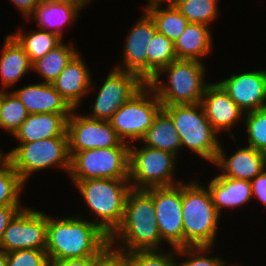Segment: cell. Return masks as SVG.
Returning a JSON list of instances; mask_svg holds the SVG:
<instances>
[{
	"instance_id": "obj_1",
	"label": "cell",
	"mask_w": 266,
	"mask_h": 266,
	"mask_svg": "<svg viewBox=\"0 0 266 266\" xmlns=\"http://www.w3.org/2000/svg\"><path fill=\"white\" fill-rule=\"evenodd\" d=\"M110 237L95 221L79 217L56 219L48 216L46 253L49 260L106 255Z\"/></svg>"
},
{
	"instance_id": "obj_2",
	"label": "cell",
	"mask_w": 266,
	"mask_h": 266,
	"mask_svg": "<svg viewBox=\"0 0 266 266\" xmlns=\"http://www.w3.org/2000/svg\"><path fill=\"white\" fill-rule=\"evenodd\" d=\"M117 237L122 246L114 249ZM161 242L164 241L158 230L152 195L146 189L131 188L122 223L110 236L111 250L121 255L137 250H159Z\"/></svg>"
},
{
	"instance_id": "obj_3",
	"label": "cell",
	"mask_w": 266,
	"mask_h": 266,
	"mask_svg": "<svg viewBox=\"0 0 266 266\" xmlns=\"http://www.w3.org/2000/svg\"><path fill=\"white\" fill-rule=\"evenodd\" d=\"M182 216L184 247L214 246L220 214L208 188L182 183Z\"/></svg>"
},
{
	"instance_id": "obj_4",
	"label": "cell",
	"mask_w": 266,
	"mask_h": 266,
	"mask_svg": "<svg viewBox=\"0 0 266 266\" xmlns=\"http://www.w3.org/2000/svg\"><path fill=\"white\" fill-rule=\"evenodd\" d=\"M168 84L161 83L162 73ZM204 63L196 60L176 59L162 68L147 84L154 90L162 106L201 103L209 83H205Z\"/></svg>"
},
{
	"instance_id": "obj_5",
	"label": "cell",
	"mask_w": 266,
	"mask_h": 266,
	"mask_svg": "<svg viewBox=\"0 0 266 266\" xmlns=\"http://www.w3.org/2000/svg\"><path fill=\"white\" fill-rule=\"evenodd\" d=\"M75 185L85 199L95 221L109 237L121 225L124 217L125 201L131 189L129 179H89Z\"/></svg>"
},
{
	"instance_id": "obj_6",
	"label": "cell",
	"mask_w": 266,
	"mask_h": 266,
	"mask_svg": "<svg viewBox=\"0 0 266 266\" xmlns=\"http://www.w3.org/2000/svg\"><path fill=\"white\" fill-rule=\"evenodd\" d=\"M163 110L171 117L181 146L214 163L221 144L201 103L163 106Z\"/></svg>"
},
{
	"instance_id": "obj_7",
	"label": "cell",
	"mask_w": 266,
	"mask_h": 266,
	"mask_svg": "<svg viewBox=\"0 0 266 266\" xmlns=\"http://www.w3.org/2000/svg\"><path fill=\"white\" fill-rule=\"evenodd\" d=\"M6 158L24 183L34 172L54 165L69 173L70 154L67 131L59 137L20 142L19 146L6 153Z\"/></svg>"
},
{
	"instance_id": "obj_8",
	"label": "cell",
	"mask_w": 266,
	"mask_h": 266,
	"mask_svg": "<svg viewBox=\"0 0 266 266\" xmlns=\"http://www.w3.org/2000/svg\"><path fill=\"white\" fill-rule=\"evenodd\" d=\"M70 154L73 183L89 179H129V146L95 148Z\"/></svg>"
},
{
	"instance_id": "obj_9",
	"label": "cell",
	"mask_w": 266,
	"mask_h": 266,
	"mask_svg": "<svg viewBox=\"0 0 266 266\" xmlns=\"http://www.w3.org/2000/svg\"><path fill=\"white\" fill-rule=\"evenodd\" d=\"M162 109L158 96L146 83L113 114L109 122L123 142L140 141Z\"/></svg>"
},
{
	"instance_id": "obj_10",
	"label": "cell",
	"mask_w": 266,
	"mask_h": 266,
	"mask_svg": "<svg viewBox=\"0 0 266 266\" xmlns=\"http://www.w3.org/2000/svg\"><path fill=\"white\" fill-rule=\"evenodd\" d=\"M176 156L170 152L129 146V181L133 189L174 186L181 181L173 180ZM132 182V183H131Z\"/></svg>"
},
{
	"instance_id": "obj_11",
	"label": "cell",
	"mask_w": 266,
	"mask_h": 266,
	"mask_svg": "<svg viewBox=\"0 0 266 266\" xmlns=\"http://www.w3.org/2000/svg\"><path fill=\"white\" fill-rule=\"evenodd\" d=\"M48 216L43 212L22 208L10 221L1 242V251L9 253L22 249L45 250Z\"/></svg>"
},
{
	"instance_id": "obj_12",
	"label": "cell",
	"mask_w": 266,
	"mask_h": 266,
	"mask_svg": "<svg viewBox=\"0 0 266 266\" xmlns=\"http://www.w3.org/2000/svg\"><path fill=\"white\" fill-rule=\"evenodd\" d=\"M153 197L161 239L172 248L184 247L182 216V182L169 187L146 189Z\"/></svg>"
},
{
	"instance_id": "obj_13",
	"label": "cell",
	"mask_w": 266,
	"mask_h": 266,
	"mask_svg": "<svg viewBox=\"0 0 266 266\" xmlns=\"http://www.w3.org/2000/svg\"><path fill=\"white\" fill-rule=\"evenodd\" d=\"M69 153L95 148L130 146L123 142L107 120L93 119L71 112L67 119Z\"/></svg>"
},
{
	"instance_id": "obj_14",
	"label": "cell",
	"mask_w": 266,
	"mask_h": 266,
	"mask_svg": "<svg viewBox=\"0 0 266 266\" xmlns=\"http://www.w3.org/2000/svg\"><path fill=\"white\" fill-rule=\"evenodd\" d=\"M146 83L135 73L112 69L101 86L90 118L109 121L113 114Z\"/></svg>"
},
{
	"instance_id": "obj_15",
	"label": "cell",
	"mask_w": 266,
	"mask_h": 266,
	"mask_svg": "<svg viewBox=\"0 0 266 266\" xmlns=\"http://www.w3.org/2000/svg\"><path fill=\"white\" fill-rule=\"evenodd\" d=\"M218 84L246 113L266 108V70L233 74Z\"/></svg>"
},
{
	"instance_id": "obj_16",
	"label": "cell",
	"mask_w": 266,
	"mask_h": 266,
	"mask_svg": "<svg viewBox=\"0 0 266 266\" xmlns=\"http://www.w3.org/2000/svg\"><path fill=\"white\" fill-rule=\"evenodd\" d=\"M157 31L154 20L145 12L129 30L123 53V65L115 68L137 74L147 83V45Z\"/></svg>"
},
{
	"instance_id": "obj_17",
	"label": "cell",
	"mask_w": 266,
	"mask_h": 266,
	"mask_svg": "<svg viewBox=\"0 0 266 266\" xmlns=\"http://www.w3.org/2000/svg\"><path fill=\"white\" fill-rule=\"evenodd\" d=\"M201 105L212 128L219 134L223 130L231 133L244 111L230 98L216 82L209 83L201 100Z\"/></svg>"
},
{
	"instance_id": "obj_18",
	"label": "cell",
	"mask_w": 266,
	"mask_h": 266,
	"mask_svg": "<svg viewBox=\"0 0 266 266\" xmlns=\"http://www.w3.org/2000/svg\"><path fill=\"white\" fill-rule=\"evenodd\" d=\"M223 147L213 164L223 169L221 176L252 181L266 168V153L255 150L251 146L238 149L230 157H225Z\"/></svg>"
},
{
	"instance_id": "obj_19",
	"label": "cell",
	"mask_w": 266,
	"mask_h": 266,
	"mask_svg": "<svg viewBox=\"0 0 266 266\" xmlns=\"http://www.w3.org/2000/svg\"><path fill=\"white\" fill-rule=\"evenodd\" d=\"M14 93L29 114H71L73 109L51 83H35L15 90Z\"/></svg>"
},
{
	"instance_id": "obj_20",
	"label": "cell",
	"mask_w": 266,
	"mask_h": 266,
	"mask_svg": "<svg viewBox=\"0 0 266 266\" xmlns=\"http://www.w3.org/2000/svg\"><path fill=\"white\" fill-rule=\"evenodd\" d=\"M77 53L51 83L68 104L76 109L92 87L89 69Z\"/></svg>"
},
{
	"instance_id": "obj_21",
	"label": "cell",
	"mask_w": 266,
	"mask_h": 266,
	"mask_svg": "<svg viewBox=\"0 0 266 266\" xmlns=\"http://www.w3.org/2000/svg\"><path fill=\"white\" fill-rule=\"evenodd\" d=\"M70 115L54 113L29 114L13 136L19 142H34L62 136L67 131V119Z\"/></svg>"
},
{
	"instance_id": "obj_22",
	"label": "cell",
	"mask_w": 266,
	"mask_h": 266,
	"mask_svg": "<svg viewBox=\"0 0 266 266\" xmlns=\"http://www.w3.org/2000/svg\"><path fill=\"white\" fill-rule=\"evenodd\" d=\"M208 190L219 214L221 209L239 207L253 197L251 181L227 178L219 174L208 183Z\"/></svg>"
},
{
	"instance_id": "obj_23",
	"label": "cell",
	"mask_w": 266,
	"mask_h": 266,
	"mask_svg": "<svg viewBox=\"0 0 266 266\" xmlns=\"http://www.w3.org/2000/svg\"><path fill=\"white\" fill-rule=\"evenodd\" d=\"M0 57V77L3 89L10 88L24 76L32 63L23 47L11 35L5 37V43Z\"/></svg>"
},
{
	"instance_id": "obj_24",
	"label": "cell",
	"mask_w": 266,
	"mask_h": 266,
	"mask_svg": "<svg viewBox=\"0 0 266 266\" xmlns=\"http://www.w3.org/2000/svg\"><path fill=\"white\" fill-rule=\"evenodd\" d=\"M79 11V8L69 3L41 0L31 18L37 22L39 29L51 31L63 38V25L75 21Z\"/></svg>"
},
{
	"instance_id": "obj_25",
	"label": "cell",
	"mask_w": 266,
	"mask_h": 266,
	"mask_svg": "<svg viewBox=\"0 0 266 266\" xmlns=\"http://www.w3.org/2000/svg\"><path fill=\"white\" fill-rule=\"evenodd\" d=\"M212 41L209 26L189 22L183 34L174 42L177 59L202 62L201 58L212 49Z\"/></svg>"
},
{
	"instance_id": "obj_26",
	"label": "cell",
	"mask_w": 266,
	"mask_h": 266,
	"mask_svg": "<svg viewBox=\"0 0 266 266\" xmlns=\"http://www.w3.org/2000/svg\"><path fill=\"white\" fill-rule=\"evenodd\" d=\"M141 140L145 143L144 146L170 152L176 157L178 150L182 148L174 123L163 109Z\"/></svg>"
},
{
	"instance_id": "obj_27",
	"label": "cell",
	"mask_w": 266,
	"mask_h": 266,
	"mask_svg": "<svg viewBox=\"0 0 266 266\" xmlns=\"http://www.w3.org/2000/svg\"><path fill=\"white\" fill-rule=\"evenodd\" d=\"M77 53L71 44L66 45L62 41L42 58L34 61L32 69L40 74L45 83H52Z\"/></svg>"
},
{
	"instance_id": "obj_28",
	"label": "cell",
	"mask_w": 266,
	"mask_h": 266,
	"mask_svg": "<svg viewBox=\"0 0 266 266\" xmlns=\"http://www.w3.org/2000/svg\"><path fill=\"white\" fill-rule=\"evenodd\" d=\"M177 59L174 43L156 31L147 45V83L164 67Z\"/></svg>"
},
{
	"instance_id": "obj_29",
	"label": "cell",
	"mask_w": 266,
	"mask_h": 266,
	"mask_svg": "<svg viewBox=\"0 0 266 266\" xmlns=\"http://www.w3.org/2000/svg\"><path fill=\"white\" fill-rule=\"evenodd\" d=\"M11 35L23 47L31 63L42 58L63 40L56 33L42 29L32 31L26 35H24L23 31Z\"/></svg>"
},
{
	"instance_id": "obj_30",
	"label": "cell",
	"mask_w": 266,
	"mask_h": 266,
	"mask_svg": "<svg viewBox=\"0 0 266 266\" xmlns=\"http://www.w3.org/2000/svg\"><path fill=\"white\" fill-rule=\"evenodd\" d=\"M146 12L154 20L157 31L165 35L173 43L183 34L189 21L174 5L149 8Z\"/></svg>"
},
{
	"instance_id": "obj_31",
	"label": "cell",
	"mask_w": 266,
	"mask_h": 266,
	"mask_svg": "<svg viewBox=\"0 0 266 266\" xmlns=\"http://www.w3.org/2000/svg\"><path fill=\"white\" fill-rule=\"evenodd\" d=\"M29 115L27 109L14 92L2 90L0 104V128L14 135Z\"/></svg>"
},
{
	"instance_id": "obj_32",
	"label": "cell",
	"mask_w": 266,
	"mask_h": 266,
	"mask_svg": "<svg viewBox=\"0 0 266 266\" xmlns=\"http://www.w3.org/2000/svg\"><path fill=\"white\" fill-rule=\"evenodd\" d=\"M25 183L6 158L0 164V207L20 205V194Z\"/></svg>"
},
{
	"instance_id": "obj_33",
	"label": "cell",
	"mask_w": 266,
	"mask_h": 266,
	"mask_svg": "<svg viewBox=\"0 0 266 266\" xmlns=\"http://www.w3.org/2000/svg\"><path fill=\"white\" fill-rule=\"evenodd\" d=\"M217 0H176L175 7L190 23L208 26L218 15Z\"/></svg>"
},
{
	"instance_id": "obj_34",
	"label": "cell",
	"mask_w": 266,
	"mask_h": 266,
	"mask_svg": "<svg viewBox=\"0 0 266 266\" xmlns=\"http://www.w3.org/2000/svg\"><path fill=\"white\" fill-rule=\"evenodd\" d=\"M162 250H137L124 254L129 266H179L175 260L177 248L168 253Z\"/></svg>"
},
{
	"instance_id": "obj_35",
	"label": "cell",
	"mask_w": 266,
	"mask_h": 266,
	"mask_svg": "<svg viewBox=\"0 0 266 266\" xmlns=\"http://www.w3.org/2000/svg\"><path fill=\"white\" fill-rule=\"evenodd\" d=\"M245 125L248 132V146L266 153V108L247 112Z\"/></svg>"
},
{
	"instance_id": "obj_36",
	"label": "cell",
	"mask_w": 266,
	"mask_h": 266,
	"mask_svg": "<svg viewBox=\"0 0 266 266\" xmlns=\"http://www.w3.org/2000/svg\"><path fill=\"white\" fill-rule=\"evenodd\" d=\"M6 266H47L48 257L45 250L22 249L6 253Z\"/></svg>"
},
{
	"instance_id": "obj_37",
	"label": "cell",
	"mask_w": 266,
	"mask_h": 266,
	"mask_svg": "<svg viewBox=\"0 0 266 266\" xmlns=\"http://www.w3.org/2000/svg\"><path fill=\"white\" fill-rule=\"evenodd\" d=\"M212 247L197 246V247H179L177 253L179 255H186L188 260L183 261L179 266H226L224 260L219 259L220 257L208 258L205 251ZM201 253V254H200ZM234 266V265H232ZM236 266V265H235Z\"/></svg>"
},
{
	"instance_id": "obj_38",
	"label": "cell",
	"mask_w": 266,
	"mask_h": 266,
	"mask_svg": "<svg viewBox=\"0 0 266 266\" xmlns=\"http://www.w3.org/2000/svg\"><path fill=\"white\" fill-rule=\"evenodd\" d=\"M105 255H92L83 258L48 260L47 266H96Z\"/></svg>"
},
{
	"instance_id": "obj_39",
	"label": "cell",
	"mask_w": 266,
	"mask_h": 266,
	"mask_svg": "<svg viewBox=\"0 0 266 266\" xmlns=\"http://www.w3.org/2000/svg\"><path fill=\"white\" fill-rule=\"evenodd\" d=\"M24 207L20 205H8L0 207V250L4 232L14 216Z\"/></svg>"
},
{
	"instance_id": "obj_40",
	"label": "cell",
	"mask_w": 266,
	"mask_h": 266,
	"mask_svg": "<svg viewBox=\"0 0 266 266\" xmlns=\"http://www.w3.org/2000/svg\"><path fill=\"white\" fill-rule=\"evenodd\" d=\"M252 196L266 206V168L252 181Z\"/></svg>"
},
{
	"instance_id": "obj_41",
	"label": "cell",
	"mask_w": 266,
	"mask_h": 266,
	"mask_svg": "<svg viewBox=\"0 0 266 266\" xmlns=\"http://www.w3.org/2000/svg\"><path fill=\"white\" fill-rule=\"evenodd\" d=\"M96 266H129L124 255L110 250Z\"/></svg>"
},
{
	"instance_id": "obj_42",
	"label": "cell",
	"mask_w": 266,
	"mask_h": 266,
	"mask_svg": "<svg viewBox=\"0 0 266 266\" xmlns=\"http://www.w3.org/2000/svg\"><path fill=\"white\" fill-rule=\"evenodd\" d=\"M11 2L22 12L23 17L30 18L41 0H11Z\"/></svg>"
},
{
	"instance_id": "obj_43",
	"label": "cell",
	"mask_w": 266,
	"mask_h": 266,
	"mask_svg": "<svg viewBox=\"0 0 266 266\" xmlns=\"http://www.w3.org/2000/svg\"><path fill=\"white\" fill-rule=\"evenodd\" d=\"M51 1L69 3V4H72V5L76 6L79 9H82L91 0H51Z\"/></svg>"
},
{
	"instance_id": "obj_44",
	"label": "cell",
	"mask_w": 266,
	"mask_h": 266,
	"mask_svg": "<svg viewBox=\"0 0 266 266\" xmlns=\"http://www.w3.org/2000/svg\"><path fill=\"white\" fill-rule=\"evenodd\" d=\"M148 1L149 4H147L145 11L148 10L149 8L160 6L161 3L163 2H167L168 5H175L176 3V0H148Z\"/></svg>"
},
{
	"instance_id": "obj_45",
	"label": "cell",
	"mask_w": 266,
	"mask_h": 266,
	"mask_svg": "<svg viewBox=\"0 0 266 266\" xmlns=\"http://www.w3.org/2000/svg\"><path fill=\"white\" fill-rule=\"evenodd\" d=\"M6 265H7L6 253L0 250V266H6Z\"/></svg>"
},
{
	"instance_id": "obj_46",
	"label": "cell",
	"mask_w": 266,
	"mask_h": 266,
	"mask_svg": "<svg viewBox=\"0 0 266 266\" xmlns=\"http://www.w3.org/2000/svg\"><path fill=\"white\" fill-rule=\"evenodd\" d=\"M6 159V155H4V153L1 152L0 149V164Z\"/></svg>"
},
{
	"instance_id": "obj_47",
	"label": "cell",
	"mask_w": 266,
	"mask_h": 266,
	"mask_svg": "<svg viewBox=\"0 0 266 266\" xmlns=\"http://www.w3.org/2000/svg\"><path fill=\"white\" fill-rule=\"evenodd\" d=\"M1 101H2V89L0 90V104H1Z\"/></svg>"
}]
</instances>
